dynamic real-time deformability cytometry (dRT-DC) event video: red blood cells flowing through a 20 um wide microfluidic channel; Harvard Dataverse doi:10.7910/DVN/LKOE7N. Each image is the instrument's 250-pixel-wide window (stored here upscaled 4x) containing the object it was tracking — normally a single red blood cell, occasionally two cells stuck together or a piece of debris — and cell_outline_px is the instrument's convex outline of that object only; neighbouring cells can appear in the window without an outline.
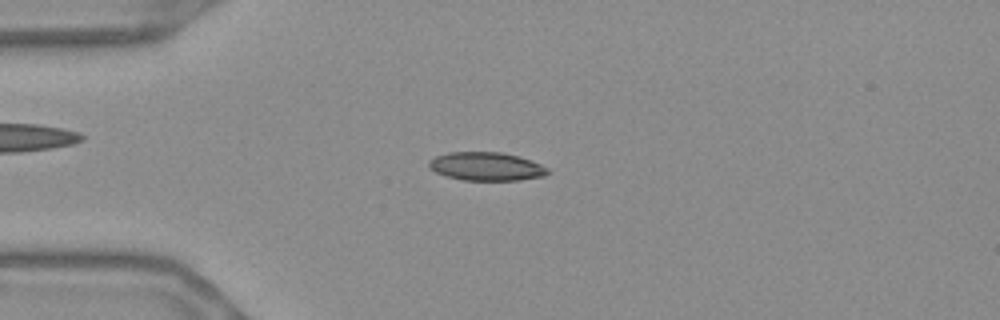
{"species": "Egyptian fruit bat (a non-hibernating species)", "species_latin": "Rousettus aegyptiacus", "temperature_condition": "warm", "stored_images_in_passage": 55, "camera_frame_rate_fps": 3000, "um_per_image_px": 0.085, "frame": {"image": 1, "passage_image": 14, "time_ms": 4.333, "image_size_px": [1000, 320], "cell_outline_px": [[552, 172], [544, 176], [520, 180], [464, 180], [444, 176], [436, 172], [428, 164], [428, 160], [436, 156], [448, 152], [504, 152], [520, 156], [540, 164], [548, 168]], "centroid_in_image_um": [41.36, 14.14], "position_along_channel_um": 43.6, "area_um2": 19.83}}
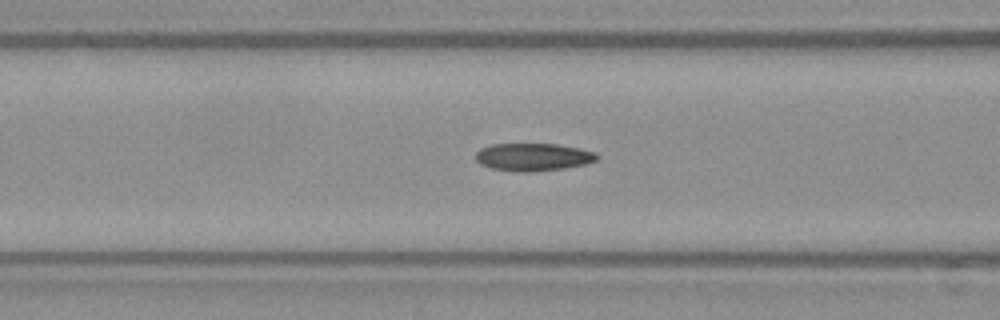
{"frame": {"image": 2, "passage_image": 22, "time_ms": 7.0, "image_size_px": [1000, 320], "cell_outline_px": [[600, 156], [596, 160], [584, 164], [564, 168], [532, 172], [512, 172], [492, 168], [480, 164], [476, 160], [476, 152], [480, 148], [492, 144], [556, 144], [580, 148], [596, 152]], "centroid_in_image_um": [45.31, 13.35], "position_along_channel_um": 121.3, "area_um2": 19.71}}
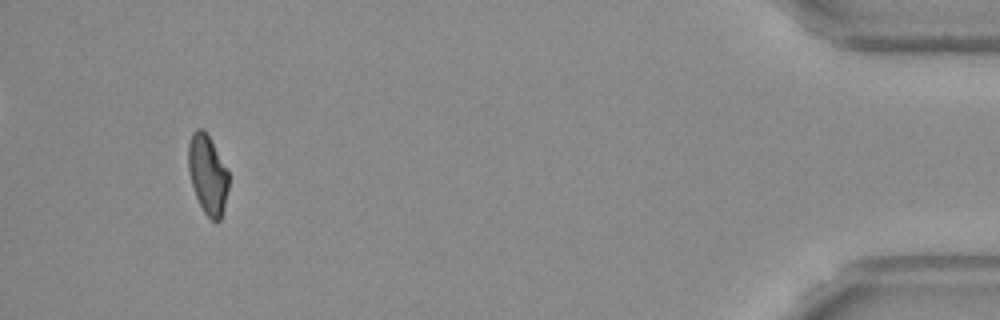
{"frame": {"image": 3, "passage_image": 52, "time_ms": 17.0, "image_size_px": [1000, 320], "cell_outline_px": [[228, 188], [224, 208], [220, 220], [212, 220], [204, 212], [196, 196], [192, 184], [188, 168], [188, 144], [192, 132], [196, 128], [200, 128], [208, 136], [228, 168]], "centroid_in_image_um": [17.65, 14.82], "position_along_channel_um": 417.5, "area_um2": 18.44}, "authors_computed_cell_mechanics": {"area_um2": 19.3052, "velocity_mm_per_s": 3.6801, "shape_relaxation_time_tau1_ms": null, "shape_relaxation_time_tau2_ms": 2.5329, "deformation_change_tau1": null, "deformation_change_tau2": 0.0897}}